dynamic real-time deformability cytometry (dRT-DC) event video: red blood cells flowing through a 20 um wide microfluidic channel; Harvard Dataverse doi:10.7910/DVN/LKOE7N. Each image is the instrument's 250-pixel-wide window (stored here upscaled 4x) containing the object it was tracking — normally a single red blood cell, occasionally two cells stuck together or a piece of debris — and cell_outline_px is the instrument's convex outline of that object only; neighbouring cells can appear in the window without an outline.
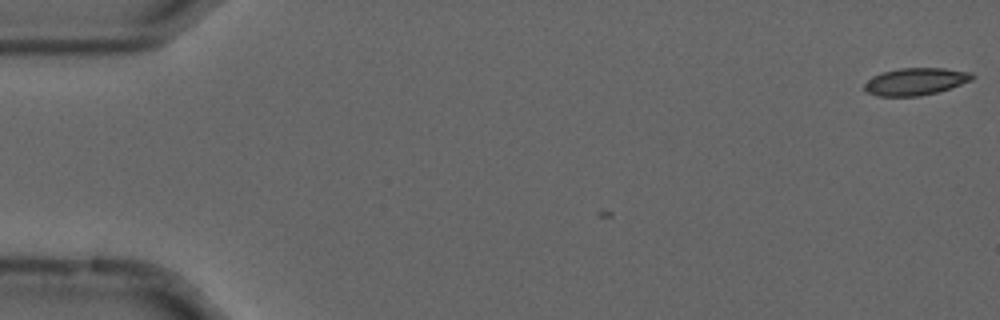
{"species": "common noctule bat (a hibernating species)", "species_latin": "Nyctalus noctula", "temperature_condition": "cold", "stored_images_in_passage": 3, "camera_frame_rate_fps": 3000, "um_per_image_px": 0.085, "animal": {"sex": "male", "forearm_length_mm": 52.5}, "frame": {"image": 1, "passage_image": 1, "time_ms": 0.0, "image_size_px": [1000, 320], "cell_outline_px": [[976, 76], [972, 80], [936, 92], [920, 96], [876, 96], [864, 92], [860, 88], [872, 76], [884, 72], [900, 68], [944, 68], [972, 72]], "centroid_in_image_um": [77.77, 6.93], "position_along_channel_um": 7.2, "area_um2": 17.22}}